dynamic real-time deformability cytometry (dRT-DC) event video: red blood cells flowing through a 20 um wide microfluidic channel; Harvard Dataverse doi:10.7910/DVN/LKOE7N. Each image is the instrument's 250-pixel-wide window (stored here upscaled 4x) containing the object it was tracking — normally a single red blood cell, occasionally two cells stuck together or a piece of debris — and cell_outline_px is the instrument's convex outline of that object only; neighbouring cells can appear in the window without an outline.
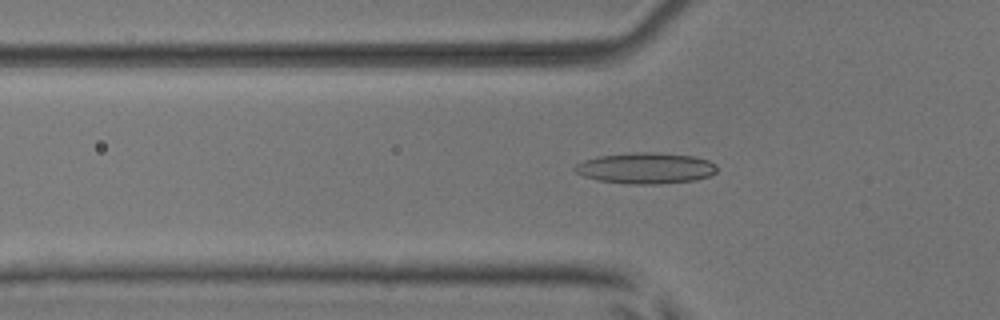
{"species": "common noctule bat (a hibernating species)", "species_latin": "Nyctalus noctula", "temperature_condition": "room temperature", "stored_images_in_passage": 52, "camera_frame_rate_fps": 3000, "um_per_image_px": 0.085, "animal": {"sex": "male", "body_mass_g": 17.9, "forearm_length_mm": 54.2}, "frame": {"image": 1, "passage_image": 18, "time_ms": 5.667, "image_size_px": [1000, 320], "cell_outline_px": [[716, 172], [708, 176], [696, 180], [656, 184], [624, 184], [600, 180], [584, 176], [576, 172], [572, 168], [576, 164], [584, 160], [600, 156], [632, 152], [656, 152], [692, 156], [708, 160], [716, 164]], "centroid_in_image_um": [54.88, 14.29], "position_along_channel_um": 70.9, "area_um2": 25.66}}
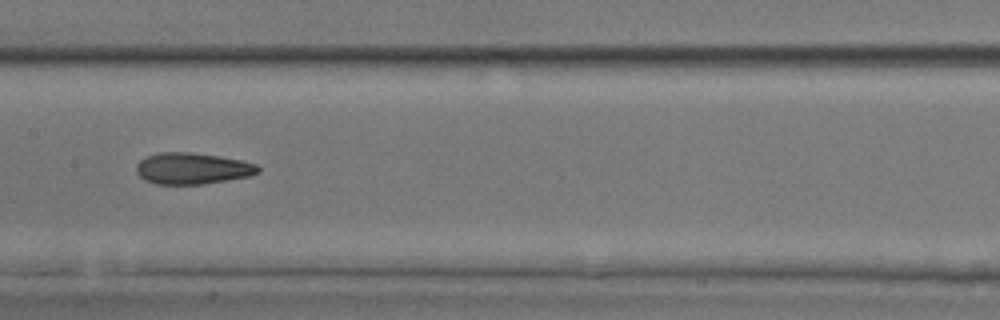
{"frame": {"image": 2, "passage_image": 27, "time_ms": 8.667, "image_size_px": [1000, 320], "cell_outline_px": [[260, 172], [252, 176], [204, 184], [156, 184], [144, 180], [136, 172], [136, 164], [140, 160], [148, 156], [160, 152], [188, 152], [216, 156], [240, 160], [256, 164], [260, 168]], "centroid_in_image_um": [16.35, 14.33], "position_along_channel_um": 191.0, "area_um2": 22.25}}
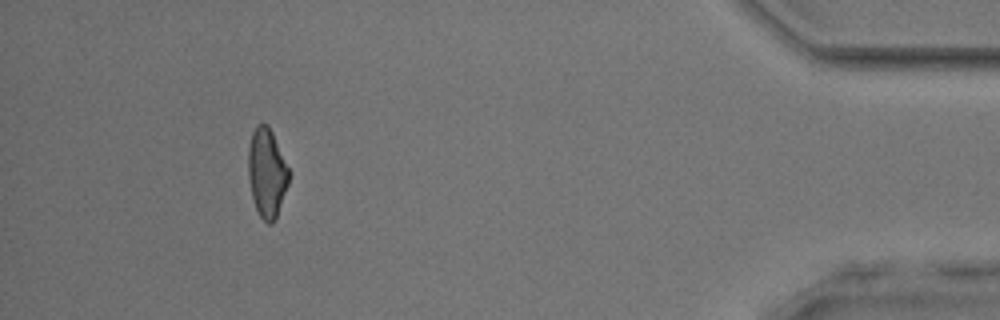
{"frame": {"image": 3, "passage_image": 48, "time_ms": 15.667, "image_size_px": [1000, 320], "cell_outline_px": [[288, 184], [276, 216], [272, 224], [268, 224], [260, 216], [256, 208], [252, 196], [248, 176], [248, 148], [252, 132], [256, 124], [268, 124], [272, 132], [288, 168]], "centroid_in_image_um": [22.65, 14.67], "position_along_channel_um": 412.5, "area_um2": 20.69}, "authors_computed_cell_mechanics": {"area_um2": 22.3108, "velocity_mm_per_s": 4.006, "shape_relaxation_time_tau1_ms": 7.2714, "shape_relaxation_time_tau2_ms": 2.0137, "deformation_change_tau1": 0.1895, "deformation_change_tau2": 0.0898}}